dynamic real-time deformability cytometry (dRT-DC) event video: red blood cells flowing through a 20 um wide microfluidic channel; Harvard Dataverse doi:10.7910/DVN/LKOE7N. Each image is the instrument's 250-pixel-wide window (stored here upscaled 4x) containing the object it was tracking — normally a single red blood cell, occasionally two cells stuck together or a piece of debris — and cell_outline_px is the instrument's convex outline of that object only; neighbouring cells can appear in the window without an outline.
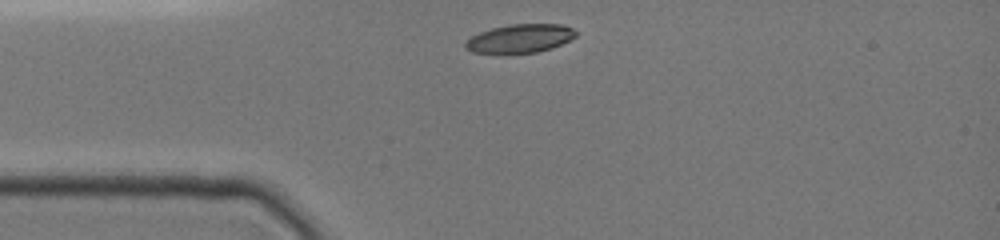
{"species": "common noctule bat (a hibernating species)", "species_latin": "Nyctalus noctula", "temperature_condition": "cold", "stored_images_in_passage": 15, "camera_frame_rate_fps": 3000, "um_per_image_px": 0.085, "animal": {"sex": "female", "body_mass_g": 19.0, "forearm_length_mm": 51.5}, "frame": {"image": 1, "passage_image": 1, "time_ms": 0.0, "image_size_px": [1000, 240], "cell_outline_px": [[576, 36], [552, 48], [536, 52], [508, 56], [500, 56], [472, 52], [464, 48], [464, 44], [472, 36], [480, 32], [492, 28], [508, 24], [560, 24], [572, 28], [576, 32]], "centroid_in_image_um": [44.12, 3.32], "position_along_channel_um": 40.9, "area_um2": 19.02}}
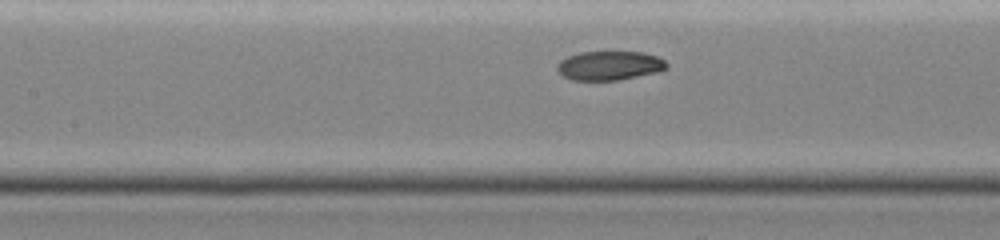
{"frame": {"image": 2, "passage_image": 5, "time_ms": 1.333, "image_size_px": [1000, 240], "cell_outline_px": [[668, 68], [660, 72], [616, 80], [572, 80], [564, 76], [556, 68], [556, 64], [560, 60], [568, 56], [580, 52], [644, 52], [660, 56], [668, 64]], "centroid_in_image_um": [51.85, 5.57], "position_along_channel_um": 155.6, "area_um2": 18.73}}
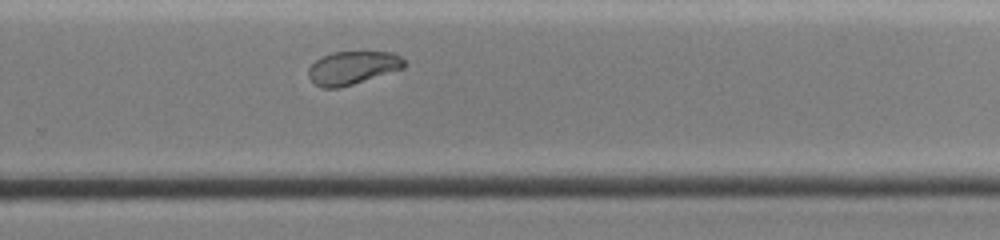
{"frame": {"image": 3, "passage_image": 15, "time_ms": 4.667, "image_size_px": [1000, 240], "cell_outline_px": [[408, 64], [404, 68], [352, 84], [336, 88], [324, 88], [316, 84], [308, 76], [308, 68], [316, 60], [332, 52], [396, 52]], "centroid_in_image_um": [30.0, 5.75], "position_along_channel_um": 299.8, "area_um2": 18.38}}